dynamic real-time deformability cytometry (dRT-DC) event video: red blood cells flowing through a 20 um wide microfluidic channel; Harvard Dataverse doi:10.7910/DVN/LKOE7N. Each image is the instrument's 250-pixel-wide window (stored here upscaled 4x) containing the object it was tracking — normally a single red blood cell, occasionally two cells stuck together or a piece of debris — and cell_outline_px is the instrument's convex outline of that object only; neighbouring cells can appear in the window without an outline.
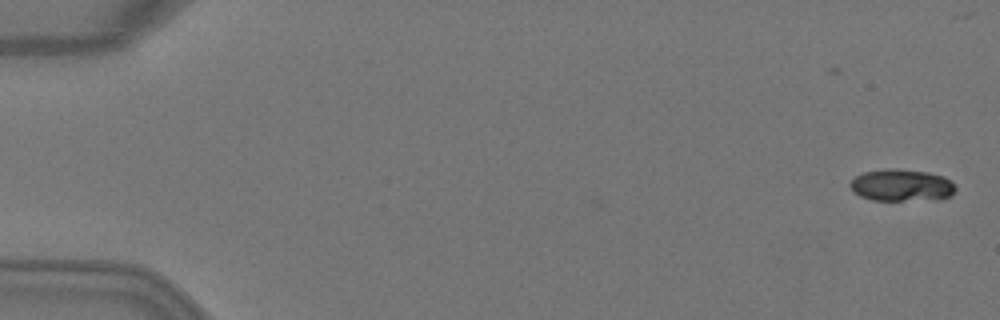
{"species": "Egyptian fruit bat (a non-hibernating species)", "species_latin": "Rousettus aegyptiacus", "temperature_condition": "warm", "stored_images_in_passage": 8, "camera_frame_rate_fps": 3000, "um_per_image_px": 0.085, "animal": {"sex": "female"}, "frame": {"image": 1, "passage_image": 1, "time_ms": 0.0, "image_size_px": [1000, 320], "cell_outline_px": [[956, 188], [952, 196], [940, 200], [872, 200], [860, 196], [852, 192], [848, 184], [856, 176], [864, 172], [884, 168], [896, 168], [928, 172], [944, 176]], "centroid_in_image_um": [76.62, 15.75], "position_along_channel_um": 8.4, "area_um2": 20.0}}
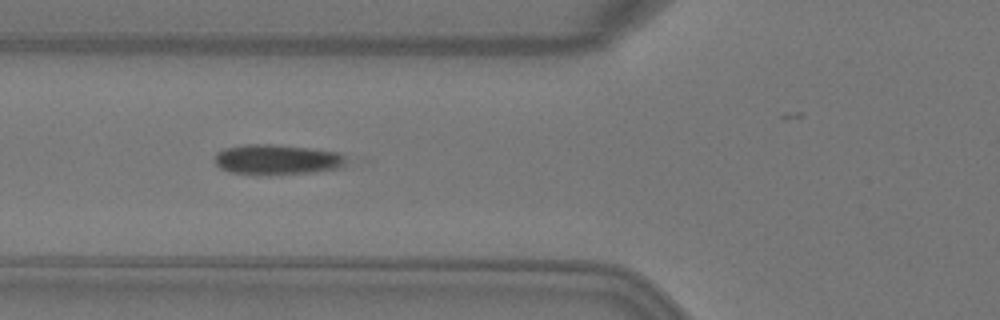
{"frame": {"image": 2, "passage_image": 6, "time_ms": 1.667, "image_size_px": [1000, 320], "cell_outline_px": [[356, 160], [340, 168], [312, 172], [232, 172], [220, 168], [216, 164], [216, 152], [224, 148], [244, 144], [268, 144], [308, 148], [340, 152]], "centroid_in_image_um": [23.7, 13.51], "position_along_channel_um": 102.1, "area_um2": 22.66}}